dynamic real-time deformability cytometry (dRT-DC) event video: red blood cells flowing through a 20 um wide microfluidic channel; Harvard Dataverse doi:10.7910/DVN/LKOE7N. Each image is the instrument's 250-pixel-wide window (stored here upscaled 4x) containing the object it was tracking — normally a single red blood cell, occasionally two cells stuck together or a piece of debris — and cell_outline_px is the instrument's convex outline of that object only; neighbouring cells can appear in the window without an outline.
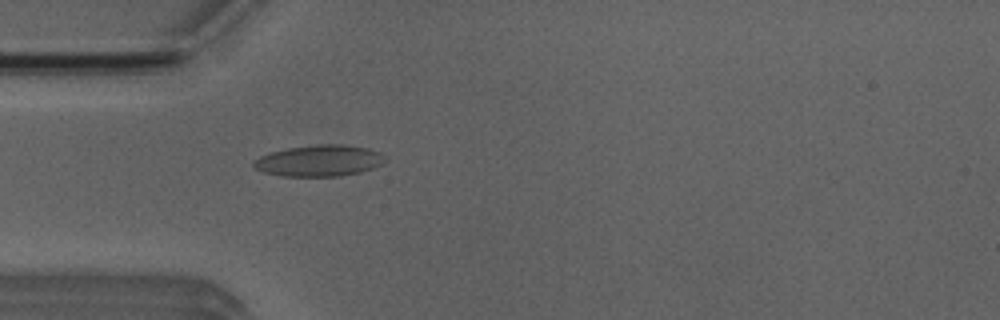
{"species": "Egyptian fruit bat (a non-hibernating species)", "species_latin": "Rousettus aegyptiacus", "temperature_condition": "room temperature", "stored_images_in_passage": 45, "camera_frame_rate_fps": 3000, "um_per_image_px": 0.085, "animal": {"sex": "male"}, "frame": {"image": 1, "passage_image": 8, "time_ms": 2.333, "image_size_px": [1000, 320], "cell_outline_px": [[384, 164], [360, 172], [340, 176], [280, 176], [264, 172], [252, 168], [252, 164], [260, 156], [268, 152], [288, 148], [320, 144], [340, 144], [368, 148], [380, 152], [384, 156]], "centroid_in_image_um": [27.11, 13.66], "position_along_channel_um": 57.9, "area_um2": 24.04}}
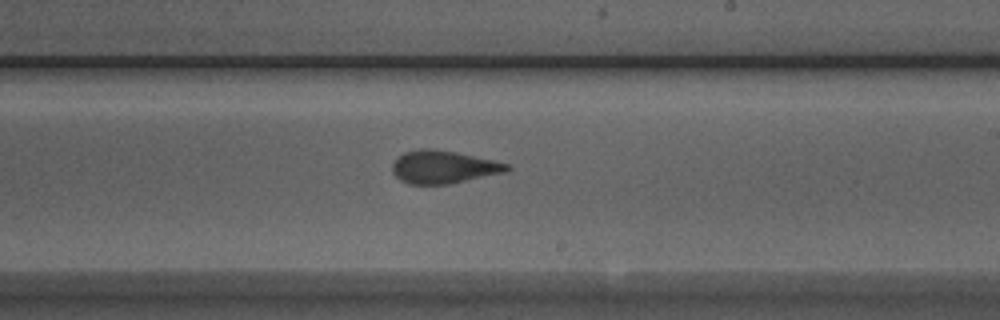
{"frame": {"image": 2, "passage_image": 23, "time_ms": 7.333, "image_size_px": [1000, 320], "cell_outline_px": [[512, 168], [504, 172], [448, 184], [408, 184], [400, 180], [392, 172], [392, 164], [404, 152], [424, 148], [432, 148], [456, 152], [492, 160], [508, 164]], "centroid_in_image_um": [37.66, 14.19], "position_along_channel_um": 251.3, "area_um2": 21.68}}
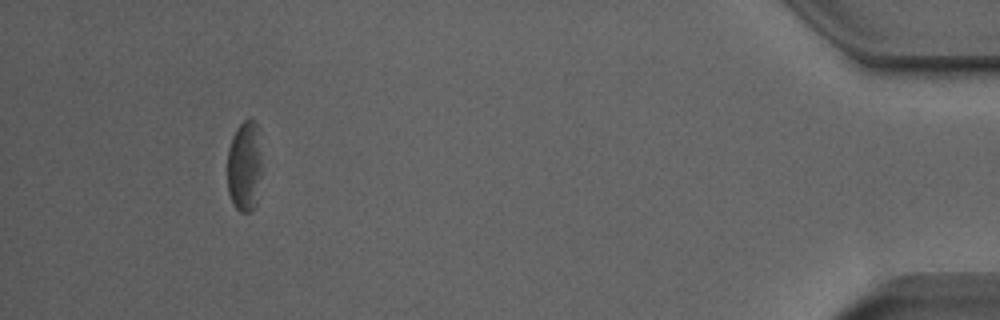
{"frame": {"image": 3, "passage_image": 41, "time_ms": 13.333, "image_size_px": [1000, 320], "cell_outline_px": [[260, 172], [256, 204], [252, 212], [240, 212], [232, 204], [228, 192], [228, 148], [232, 136], [236, 128], [244, 120], [252, 120], [260, 128]], "centroid_in_image_um": [20.77, 14.12], "position_along_channel_um": 414.4, "area_um2": 18.38}, "authors_computed_cell_mechanics": {"area_um2": 21.675, "velocity_mm_per_s": 3.9077, "shape_relaxation_time_tau1_ms": 4.3017, "shape_relaxation_time_tau2_ms": 1.369, "deformation_change_tau1": 0.1224, "deformation_change_tau2": 0.0661}}